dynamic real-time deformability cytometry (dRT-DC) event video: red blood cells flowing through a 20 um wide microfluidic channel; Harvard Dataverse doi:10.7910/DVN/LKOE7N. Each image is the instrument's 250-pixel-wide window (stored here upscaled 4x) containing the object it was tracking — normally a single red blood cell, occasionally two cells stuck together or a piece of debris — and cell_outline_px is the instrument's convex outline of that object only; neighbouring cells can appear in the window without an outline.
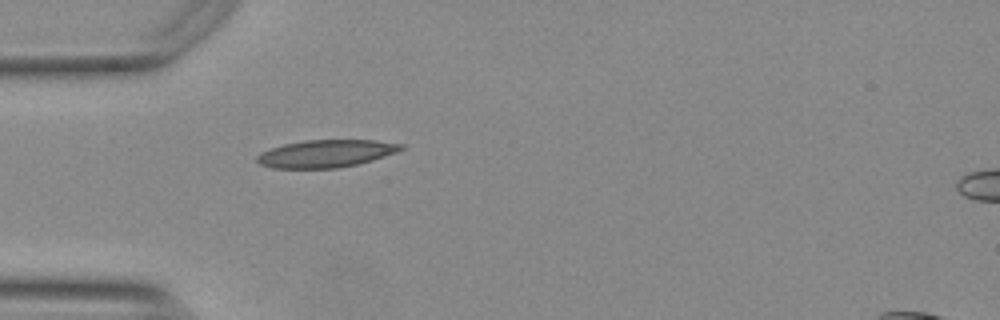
{"species": "Egyptian fruit bat (a non-hibernating species)", "species_latin": "Rousettus aegyptiacus", "temperature_condition": "warm", "stored_images_in_passage": 4, "camera_frame_rate_fps": 3000, "um_per_image_px": 0.085, "animal": {"sex": "female"}, "frame": {"image": 1, "passage_image": 1, "time_ms": 0.0, "image_size_px": [1000, 320], "cell_outline_px": [[404, 148], [396, 152], [372, 160], [356, 164], [336, 168], [272, 168], [260, 164], [256, 160], [256, 156], [260, 152], [284, 144], [304, 140], [376, 140], [404, 144]], "centroid_in_image_um": [27.69, 13.05], "position_along_channel_um": 57.3, "area_um2": 23.0}}
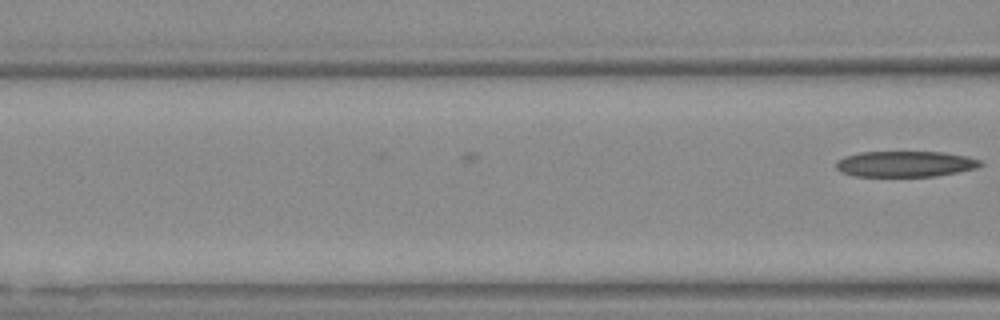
{"frame": {"image": 2, "passage_image": 4, "time_ms": 1.0, "image_size_px": [1000, 320], "cell_outline_px": [[984, 164], [976, 168], [956, 172], [932, 176], [856, 176], [840, 172], [836, 168], [836, 160], [844, 156], [860, 152], [944, 152], [968, 156], [980, 160]], "centroid_in_image_um": [76.92, 13.93], "position_along_channel_um": 89.7, "area_um2": 21.73}}